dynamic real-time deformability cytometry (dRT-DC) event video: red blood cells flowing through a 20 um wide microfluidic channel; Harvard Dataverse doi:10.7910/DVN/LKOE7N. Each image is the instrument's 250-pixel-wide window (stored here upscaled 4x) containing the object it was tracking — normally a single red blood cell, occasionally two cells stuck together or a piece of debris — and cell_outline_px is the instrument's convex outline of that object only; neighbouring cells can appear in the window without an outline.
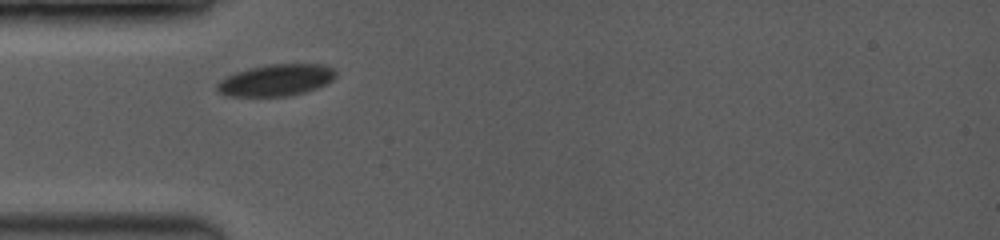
{"species": "common noctule bat (a hibernating species)", "species_latin": "Nyctalus noctula", "temperature_condition": "room temperature", "stored_images_in_passage": 35, "camera_frame_rate_fps": 3500, "um_per_image_px": 0.085, "animal": {"sex": "female", "body_mass_g": 19.0, "forearm_length_mm": 53.3}, "frame": {"image": 1, "passage_image": 1, "time_ms": 0.0, "image_size_px": [1000, 240], "cell_outline_px": [[336, 76], [332, 80], [316, 88], [304, 92], [288, 96], [228, 96], [220, 92], [216, 88], [216, 84], [220, 80], [236, 72], [268, 64], [324, 64], [332, 68], [336, 72]], "centroid_in_image_um": [23.48, 6.81], "position_along_channel_um": 61.5, "area_um2": 21.68}}
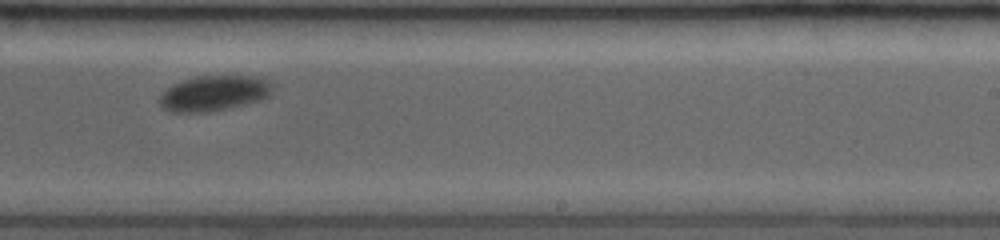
{"frame": {"image": 2, "passage_image": 20, "time_ms": 5.429, "image_size_px": [1000, 240], "cell_outline_px": [[276, 84], [272, 92], [268, 96], [260, 100], [228, 108], [208, 112], [168, 112], [160, 104], [160, 96], [168, 88], [184, 80], [200, 76], [252, 76], [268, 80]], "centroid_in_image_um": [18.25, 7.93], "position_along_channel_um": 270.8, "area_um2": 23.12}}
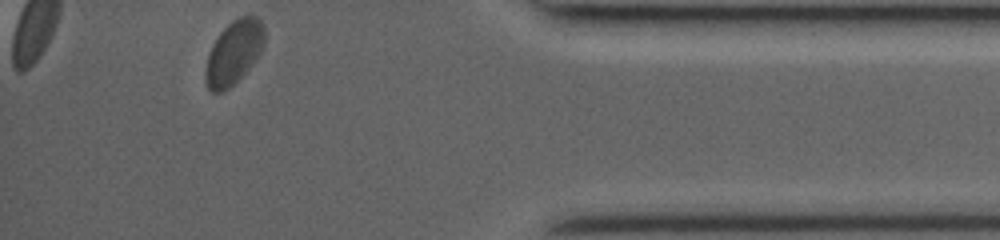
{"frame": {"image": 3, "passage_image": 35, "time_ms": 9.714, "image_size_px": [1000, 240], "cell_outline_px": [[264, 48], [252, 64], [224, 92], [212, 92], [208, 88], [204, 76], [208, 56], [220, 32], [232, 20], [240, 16], [256, 16], [260, 20], [264, 28]], "centroid_in_image_um": [19.89, 4.44], "position_along_channel_um": 415.3, "area_um2": 21.5}, "authors_computed_cell_mechanics": {"area_um2": 22.831, "velocity_mm_per_s": 3.8954, "shape_relaxation_time_tau1_ms": 6.2405, "shape_relaxation_time_tau2_ms": null, "deformation_change_tau1": 0.1352, "deformation_change_tau2": null}}